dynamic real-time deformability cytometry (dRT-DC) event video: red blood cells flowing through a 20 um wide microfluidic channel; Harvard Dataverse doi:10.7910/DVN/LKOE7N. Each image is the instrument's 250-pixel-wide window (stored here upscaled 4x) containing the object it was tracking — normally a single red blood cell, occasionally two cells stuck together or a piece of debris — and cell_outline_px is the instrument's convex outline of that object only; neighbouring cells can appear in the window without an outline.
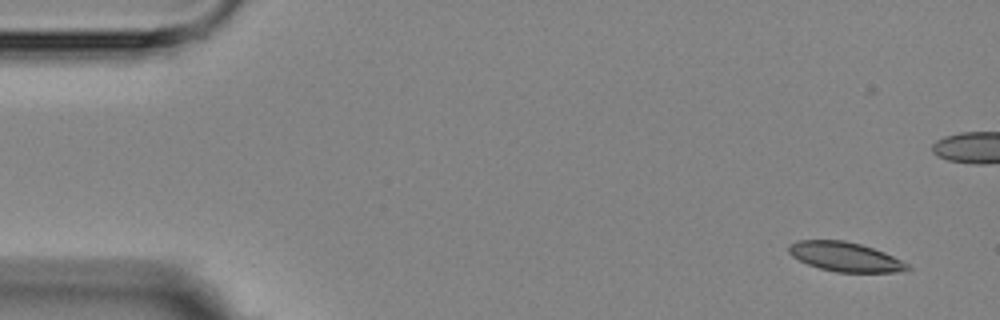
{"species": "Egyptian fruit bat (a non-hibernating species)", "species_latin": "Rousettus aegyptiacus", "temperature_condition": "room temperature", "stored_images_in_passage": 10, "segment_of_instrument_passage": [1, 2], "camera_frame_rate_fps": 3000, "um_per_image_px": 0.085, "animal": {"sex": "female"}, "frame": {"image": 1, "passage_image": 1, "time_ms": 0.0, "image_size_px": [1000, 320], "cell_outline_px": [[912, 268], [900, 272], [836, 272], [820, 268], [808, 264], [792, 256], [788, 252], [788, 244], [796, 240], [844, 240], [860, 244], [884, 252], [908, 264]], "centroid_in_image_um": [71.81, 21.82], "position_along_channel_um": 13.2, "area_um2": 20.23}}
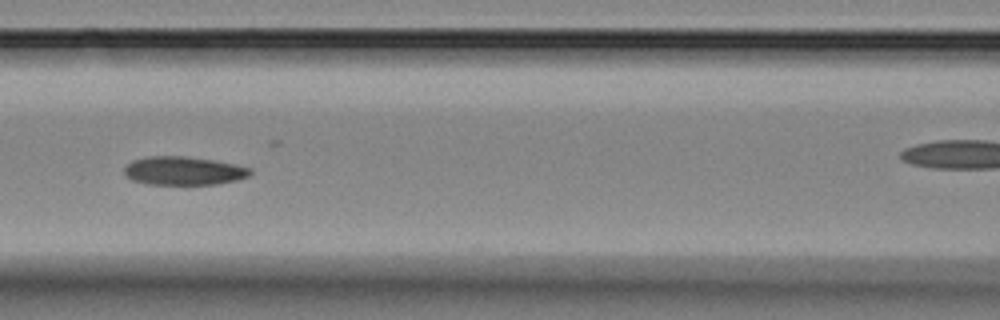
{"frame": {"image": 2, "passage_image": 7, "time_ms": 7.0, "image_size_px": [1000, 320], "cell_outline_px": [[252, 172], [248, 176], [236, 180], [216, 184], [148, 184], [132, 180], [124, 176], [124, 168], [132, 160], [148, 156], [184, 156], [216, 160], [236, 164], [252, 168]], "centroid_in_image_um": [15.6, 14.51], "position_along_channel_um": 151.0, "area_um2": 21.04}}
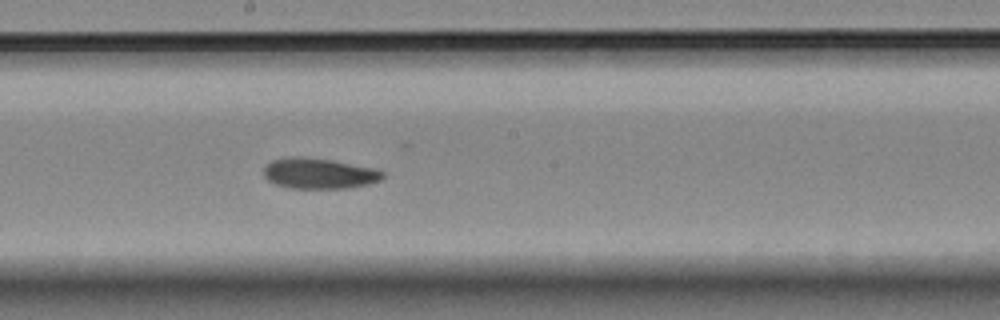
{"frame": {"image": 3, "passage_image": 9, "time_ms": 9.0, "image_size_px": [1000, 320], "cell_outline_px": [[384, 176], [380, 180], [368, 184], [348, 188], [288, 188], [276, 184], [268, 180], [264, 176], [264, 168], [272, 160], [288, 156], [304, 156], [332, 160], [372, 168], [384, 172]], "centroid_in_image_um": [27.09, 14.73], "position_along_channel_um": 221.1, "area_um2": 21.21}}